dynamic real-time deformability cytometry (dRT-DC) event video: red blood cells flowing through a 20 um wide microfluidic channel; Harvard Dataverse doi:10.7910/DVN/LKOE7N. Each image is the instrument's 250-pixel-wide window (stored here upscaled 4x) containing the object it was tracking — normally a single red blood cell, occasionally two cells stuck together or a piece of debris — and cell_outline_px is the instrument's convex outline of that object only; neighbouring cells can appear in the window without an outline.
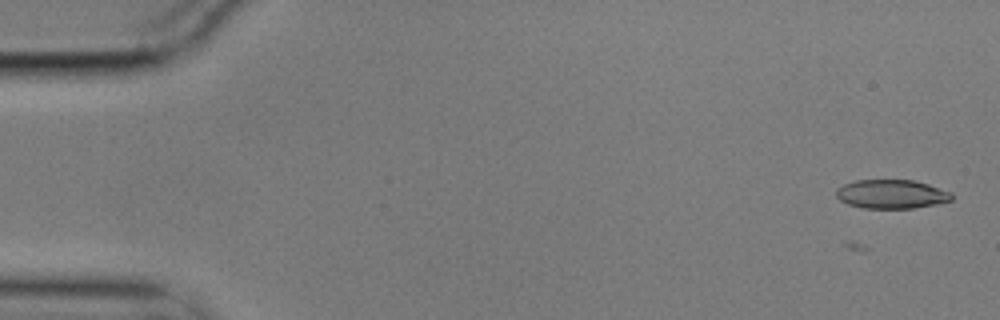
{"species": "common noctule bat (a hibernating species)", "species_latin": "Nyctalus noctula", "temperature_condition": "cold", "stored_images_in_passage": 3, "camera_frame_rate_fps": 3000, "um_per_image_px": 0.085, "animal": {"sex": "male", "body_mass_g": 17.9}, "frame": {"image": 1, "passage_image": 3, "time_ms": 0.667, "image_size_px": [1000, 320], "cell_outline_px": [[952, 200], [912, 208], [864, 208], [848, 204], [840, 200], [836, 196], [836, 188], [844, 184], [856, 180], [912, 180], [928, 184], [952, 192]], "centroid_in_image_um": [75.75, 16.49], "position_along_channel_um": 9.3, "area_um2": 19.31}}